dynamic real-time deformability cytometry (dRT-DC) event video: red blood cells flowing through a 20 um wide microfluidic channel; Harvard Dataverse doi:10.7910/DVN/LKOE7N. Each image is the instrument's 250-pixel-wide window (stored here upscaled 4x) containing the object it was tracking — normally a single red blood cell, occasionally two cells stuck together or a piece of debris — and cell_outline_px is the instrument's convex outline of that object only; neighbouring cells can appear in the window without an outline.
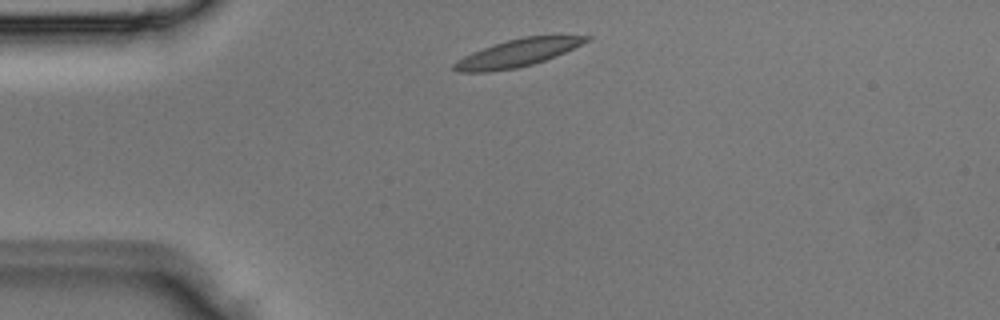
{"species": "Egyptian fruit bat (a non-hibernating species)", "species_latin": "Rousettus aegyptiacus", "temperature_condition": "room temperature", "stored_images_in_passage": 2, "camera_frame_rate_fps": 3000, "um_per_image_px": 0.085, "animal": {"sex": "male"}, "frame": {"image": 1, "passage_image": 1, "time_ms": 0.0, "image_size_px": [1000, 320], "cell_outline_px": [[592, 40], [556, 56], [532, 64], [516, 68], [488, 72], [460, 72], [452, 68], [452, 64], [456, 60], [472, 52], [508, 40], [524, 36], [592, 36]], "centroid_in_image_um": [43.99, 4.51], "position_along_channel_um": 41.0, "area_um2": 20.98}}